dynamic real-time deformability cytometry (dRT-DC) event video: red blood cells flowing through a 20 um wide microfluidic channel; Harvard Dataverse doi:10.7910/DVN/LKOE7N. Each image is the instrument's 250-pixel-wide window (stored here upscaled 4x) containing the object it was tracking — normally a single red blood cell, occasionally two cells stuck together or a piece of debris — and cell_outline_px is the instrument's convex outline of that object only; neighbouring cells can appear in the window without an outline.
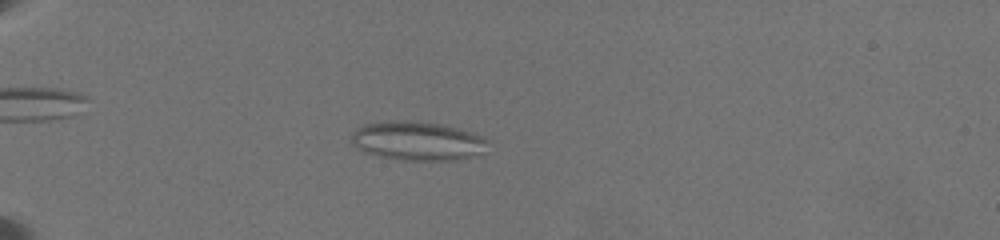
{"species": "common noctule bat (a hibernating species)", "species_latin": "Nyctalus noctula", "temperature_condition": "warm", "stored_images_in_passage": 63, "camera_frame_rate_fps": 3000, "um_per_image_px": 0.085, "animal": {"sex": "female", "body_mass_g": 19.5, "forearm_length_mm": 54.1}, "frame": {"image": 1, "passage_image": 26, "time_ms": 6.667, "image_size_px": [1000, 240], "cell_outline_px": [[488, 140], [480, 152], [476, 156], [456, 160], [404, 160], [380, 156], [364, 152], [356, 148], [352, 144], [352, 136], [360, 128], [368, 124], [436, 124], [452, 128], [480, 136]], "centroid_in_image_um": [35.49, 12.07], "position_along_channel_um": 49.5, "area_um2": 28.84}}
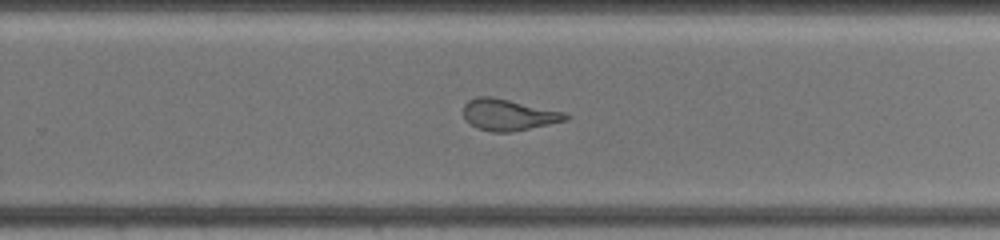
{"frame": {"image": 2, "passage_image": 39, "time_ms": 14.667, "image_size_px": [1000, 240], "cell_outline_px": [[568, 120], [512, 132], [492, 132], [476, 128], [464, 116], [464, 104], [468, 100], [476, 96], [492, 96], [564, 112], [568, 116]], "centroid_in_image_um": [43.2, 9.75], "position_along_channel_um": 286.6, "area_um2": 18.55}}
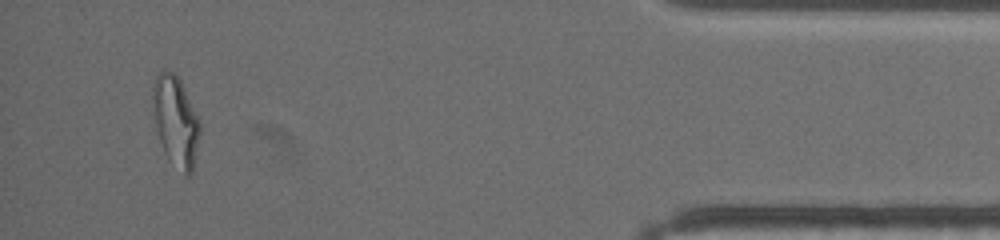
{"frame": {"image": 3, "passage_image": 59, "time_ms": 20.0, "image_size_px": [1000, 240], "cell_outline_px": [[200, 136], [192, 172], [188, 176], [168, 160], [164, 152], [160, 140], [156, 124], [152, 88], [156, 76], [160, 72], [172, 72], [180, 80], [200, 120]], "centroid_in_image_um": [14.96, 10.33], "position_along_channel_um": 420.2, "area_um2": 24.22}, "authors_computed_cell_mechanics": {"area_um2": 24.7962, "velocity_mm_per_s": 3.4842, "shape_relaxation_time_tau1_ms": null, "shape_relaxation_time_tau2_ms": 1.0715, "deformation_change_tau1": null, "deformation_change_tau2": 0.0772}}